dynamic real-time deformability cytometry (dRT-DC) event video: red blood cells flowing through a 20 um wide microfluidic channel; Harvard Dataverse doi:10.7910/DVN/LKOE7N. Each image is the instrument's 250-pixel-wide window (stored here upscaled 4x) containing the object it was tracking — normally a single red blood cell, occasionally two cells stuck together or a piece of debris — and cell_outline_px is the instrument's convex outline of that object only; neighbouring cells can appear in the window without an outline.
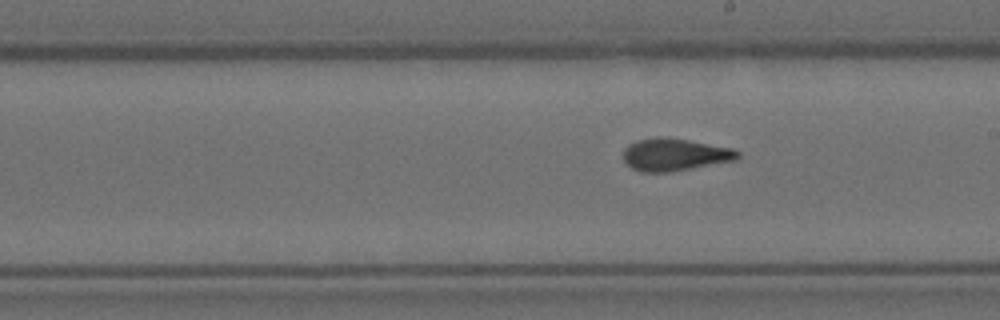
{"species": "Egyptian fruit bat (a non-hibernating species)", "species_latin": "Rousettus aegyptiacus", "temperature_condition": "room temperature", "stored_images_in_passage": 10, "segment_of_instrument_passage": [2, 2], "camera_frame_rate_fps": 3000, "um_per_image_px": 0.085, "animal": {"sex": "female"}, "frame": {"image": 1, "passage_image": 10, "time_ms": 3.0, "image_size_px": [1000, 320], "cell_outline_px": [[740, 156], [736, 160], [668, 172], [640, 172], [632, 168], [624, 160], [624, 148], [628, 144], [636, 140], [656, 136], [664, 136], [688, 140], [732, 148], [740, 152]], "centroid_in_image_um": [57.33, 13.13], "position_along_channel_um": 231.7, "area_um2": 21.62}}